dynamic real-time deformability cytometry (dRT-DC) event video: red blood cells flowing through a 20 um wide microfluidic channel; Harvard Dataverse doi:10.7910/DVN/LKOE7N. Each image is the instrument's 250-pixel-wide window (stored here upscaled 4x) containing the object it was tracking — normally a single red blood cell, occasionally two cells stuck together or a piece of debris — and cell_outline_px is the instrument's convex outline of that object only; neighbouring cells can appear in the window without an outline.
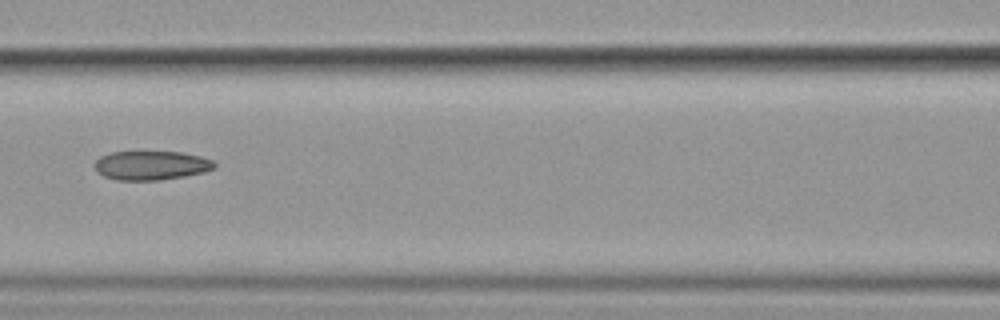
{"species": "common noctule bat (a hibernating species)", "species_latin": "Nyctalus noctula", "temperature_condition": "cold", "stored_images_in_passage": 11, "camera_frame_rate_fps": 3000, "um_per_image_px": 0.085, "animal": {"sex": "female", "body_mass_g": 19.9}, "frame": {"image": 1, "passage_image": 7, "time_ms": 7.667, "image_size_px": [1000, 320], "cell_outline_px": [[216, 168], [204, 172], [184, 176], [160, 180], [116, 180], [104, 176], [96, 172], [92, 164], [100, 156], [112, 152], [180, 152], [200, 156], [212, 160], [216, 164]], "centroid_in_image_um": [12.82, 14.06], "position_along_channel_um": 153.8, "area_um2": 20.4}}
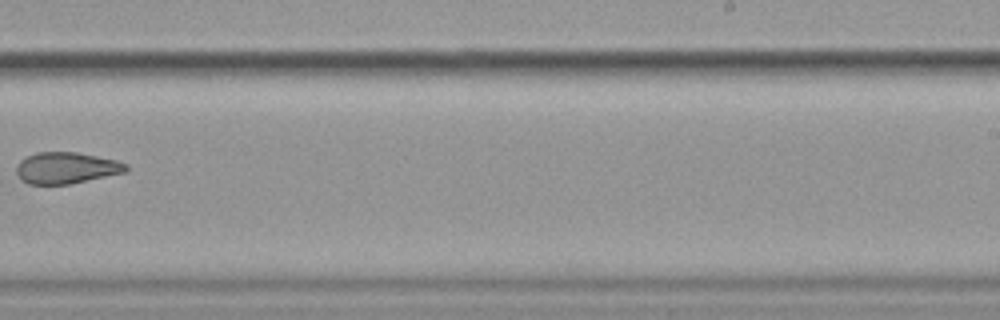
{"frame": {"image": 2, "passage_image": 10, "time_ms": 11.333, "image_size_px": [1000, 320], "cell_outline_px": [[128, 172], [68, 184], [28, 184], [20, 180], [16, 172], [16, 164], [20, 160], [36, 152], [76, 152], [116, 160], [128, 164]], "centroid_in_image_um": [5.63, 14.27], "position_along_channel_um": 283.4, "area_um2": 20.17}}
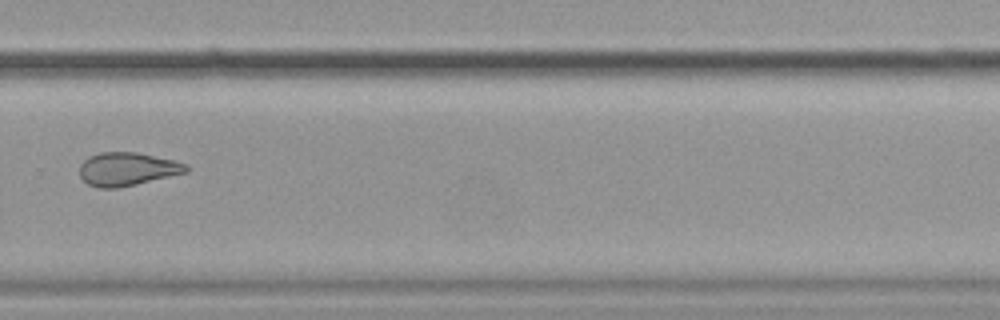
{"frame": {"image": 3, "passage_image": 11, "time_ms": 12.333, "image_size_px": [1000, 320], "cell_outline_px": [[188, 172], [116, 188], [100, 188], [88, 184], [80, 176], [80, 164], [88, 156], [100, 152], [136, 152], [172, 160], [188, 164]], "centroid_in_image_um": [10.79, 14.36], "position_along_channel_um": 319.0, "area_um2": 20.46}}